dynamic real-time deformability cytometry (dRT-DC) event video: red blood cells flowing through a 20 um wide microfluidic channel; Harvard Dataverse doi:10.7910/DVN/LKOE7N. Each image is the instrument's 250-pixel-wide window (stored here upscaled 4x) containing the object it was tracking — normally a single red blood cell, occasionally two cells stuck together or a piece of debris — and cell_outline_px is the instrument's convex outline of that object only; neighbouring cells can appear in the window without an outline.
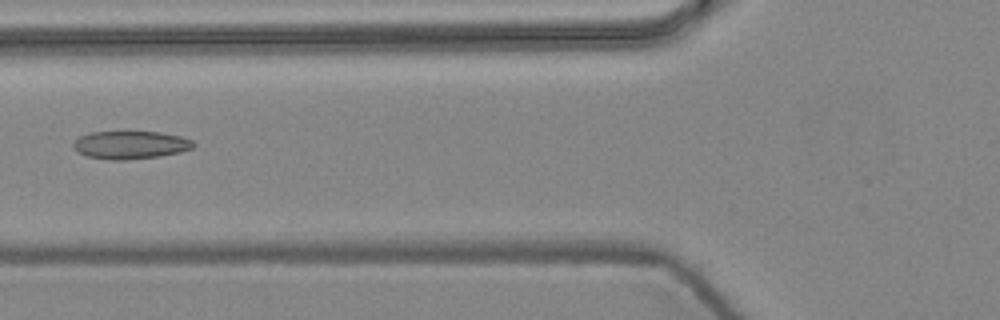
{"species": "common noctule bat (a hibernating species)", "species_latin": "Nyctalus noctula", "temperature_condition": "warm", "stored_images_in_passage": 3, "camera_frame_rate_fps": 3000, "um_per_image_px": 0.085, "animal": {"sex": "female", "body_mass_g": 24.6, "forearm_length_mm": 56.2}, "frame": {"image": 1, "passage_image": 3, "time_ms": 0.667, "image_size_px": [1000, 320], "cell_outline_px": [[196, 144], [192, 148], [180, 152], [160, 156], [124, 160], [108, 160], [88, 156], [76, 152], [72, 148], [72, 144], [80, 136], [88, 132], [160, 132], [180, 136], [192, 140]], "centroid_in_image_um": [11.06, 12.32], "position_along_channel_um": 114.7, "area_um2": 19.65}}